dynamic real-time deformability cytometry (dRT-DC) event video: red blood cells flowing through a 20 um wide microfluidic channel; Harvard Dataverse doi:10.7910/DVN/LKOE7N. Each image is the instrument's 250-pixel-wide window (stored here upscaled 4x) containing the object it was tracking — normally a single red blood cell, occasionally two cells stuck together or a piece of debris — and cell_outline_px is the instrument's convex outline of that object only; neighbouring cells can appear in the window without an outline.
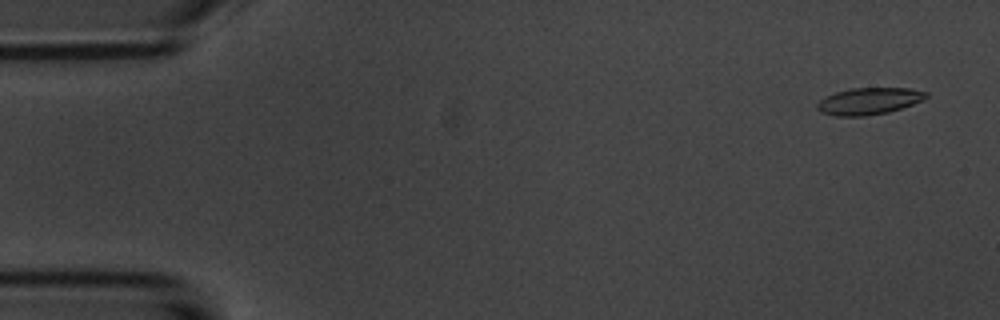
{"species": "common noctule bat (a hibernating species)", "species_latin": "Nyctalus noctula", "temperature_condition": "room temperature", "stored_images_in_passage": 55, "camera_frame_rate_fps": 3000, "um_per_image_px": 0.085, "animal": {"sex": "male", "body_mass_g": 20.1, "forearm_length_mm": 53.5}, "frame": {"image": 1, "passage_image": 3, "time_ms": 0.667, "image_size_px": [1000, 320], "cell_outline_px": [[928, 96], [924, 100], [888, 112], [864, 116], [836, 116], [820, 112], [816, 108], [816, 104], [824, 96], [836, 92], [852, 88], [912, 88], [928, 92]], "centroid_in_image_um": [73.85, 8.59], "position_along_channel_um": 11.2, "area_um2": 17.11}}
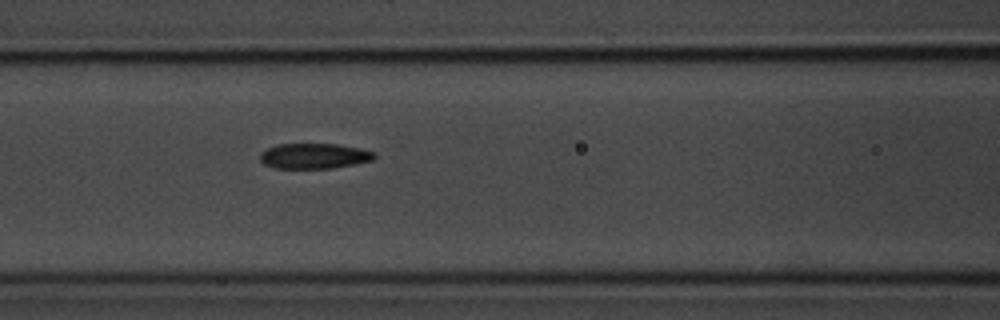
{"frame": {"image": 2, "passage_image": 23, "time_ms": 7.333, "image_size_px": [1000, 320], "cell_outline_px": [[376, 156], [372, 160], [356, 164], [332, 168], [276, 168], [264, 164], [260, 160], [260, 152], [268, 148], [280, 144], [336, 144], [360, 148], [376, 152]], "centroid_in_image_um": [26.72, 13.26], "position_along_channel_um": 139.9, "area_um2": 16.88}}
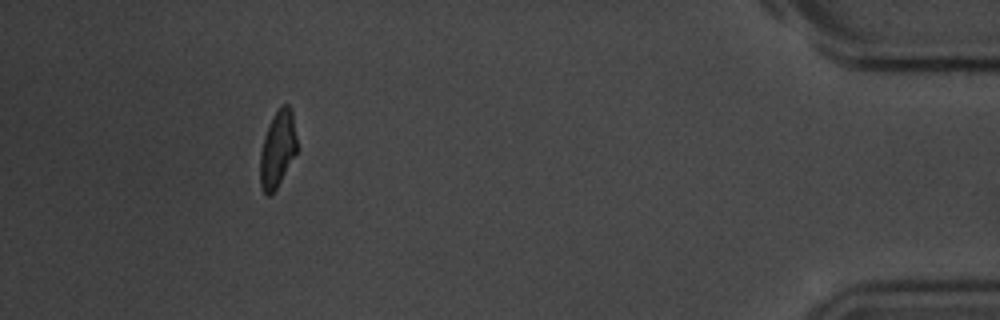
{"frame": {"image": 3, "passage_image": 50, "time_ms": 16.333, "image_size_px": [1000, 320], "cell_outline_px": [[296, 152], [276, 188], [268, 196], [264, 192], [260, 184], [260, 152], [264, 136], [276, 112], [284, 104], [288, 104], [292, 108], [296, 136]], "centroid_in_image_um": [23.59, 12.66], "position_along_channel_um": 411.6, "area_um2": 15.95}, "authors_computed_cell_mechanics": {"area_um2": 17.34, "velocity_mm_per_s": 3.6993, "shape_relaxation_time_tau1_ms": 3.8035, "shape_relaxation_time_tau2_ms": 2.9433, "deformation_change_tau1": 0.1435, "deformation_change_tau2": 0.0791}}